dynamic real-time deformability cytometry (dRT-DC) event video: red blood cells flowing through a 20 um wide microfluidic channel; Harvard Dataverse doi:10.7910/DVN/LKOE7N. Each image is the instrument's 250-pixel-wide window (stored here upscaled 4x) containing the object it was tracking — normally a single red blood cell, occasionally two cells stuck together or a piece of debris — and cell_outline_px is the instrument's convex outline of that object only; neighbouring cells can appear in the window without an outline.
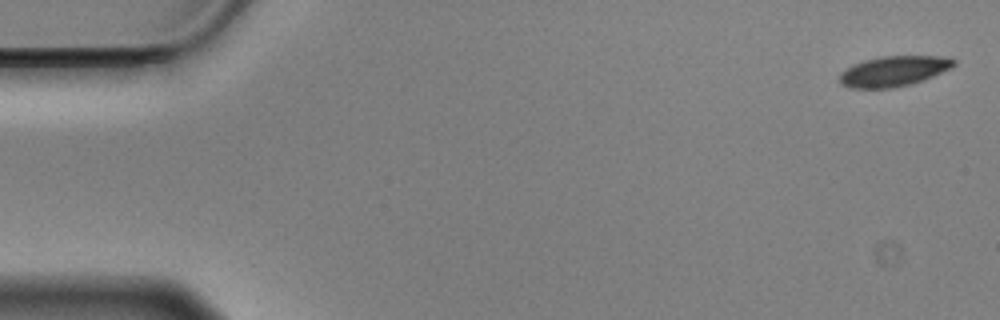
{"species": "Egyptian fruit bat (a non-hibernating species)", "species_latin": "Rousettus aegyptiacus", "temperature_condition": "cold", "stored_images_in_passage": 56, "camera_frame_rate_fps": 3000, "um_per_image_px": 0.085, "animal": {"sex": "male"}, "frame": {"image": 1, "passage_image": 1, "time_ms": 0.0, "image_size_px": [1000, 320], "cell_outline_px": [[956, 64], [952, 68], [924, 80], [892, 88], [852, 88], [840, 84], [840, 72], [852, 64], [864, 60], [880, 56], [952, 56], [956, 60]], "centroid_in_image_um": [76.0, 6.03], "position_along_channel_um": 9.0, "area_um2": 20.4}}
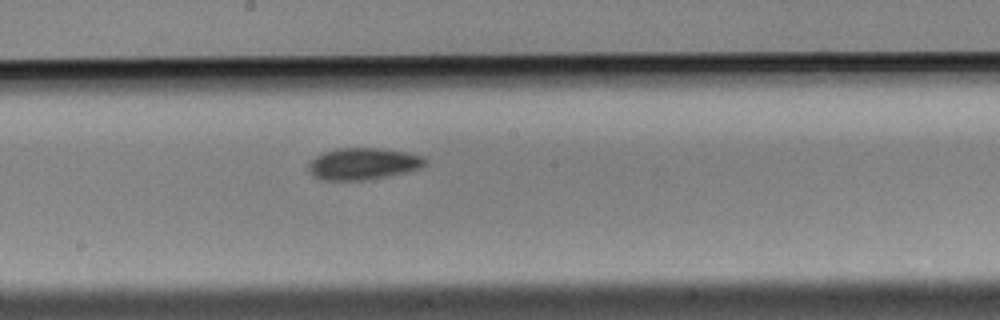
{"frame": {"image": 2, "passage_image": 30, "time_ms": 9.667, "image_size_px": [1000, 320], "cell_outline_px": [[428, 164], [420, 168], [388, 176], [364, 180], [320, 180], [312, 176], [308, 172], [308, 164], [316, 156], [324, 152], [336, 148], [376, 148], [408, 152], [424, 156], [428, 160]], "centroid_in_image_um": [30.87, 13.92], "position_along_channel_um": 217.3, "area_um2": 21.79}}
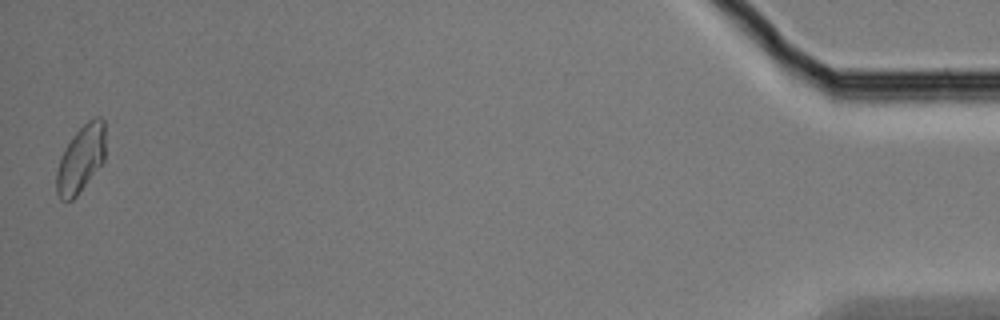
{"frame": {"image": 3, "passage_image": 56, "time_ms": 18.333, "image_size_px": [1000, 320], "cell_outline_px": [[104, 160], [76, 196], [72, 200], [60, 200], [56, 192], [56, 172], [60, 156], [64, 148], [72, 136], [88, 120], [96, 116], [100, 116], [104, 120]], "centroid_in_image_um": [6.84, 13.5], "position_along_channel_um": 428.4, "area_um2": 19.02}, "authors_computed_cell_mechanics": {"area_um2": 20.4901, "velocity_mm_per_s": 3.5127, "shape_relaxation_time_tau1_ms": 7.8575, "shape_relaxation_time_tau2_ms": 9.8667, "deformation_change_tau1": 0.1289, "deformation_change_tau2": 0.1222}}